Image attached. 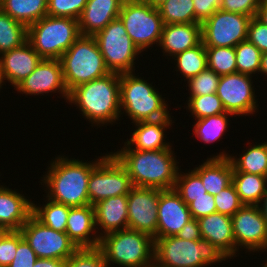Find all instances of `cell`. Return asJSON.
Returning a JSON list of instances; mask_svg holds the SVG:
<instances>
[{
    "label": "cell",
    "mask_w": 267,
    "mask_h": 267,
    "mask_svg": "<svg viewBox=\"0 0 267 267\" xmlns=\"http://www.w3.org/2000/svg\"><path fill=\"white\" fill-rule=\"evenodd\" d=\"M111 153L125 167L134 187L174 189L179 162L172 148L141 151L124 142L121 150Z\"/></svg>",
    "instance_id": "obj_1"
},
{
    "label": "cell",
    "mask_w": 267,
    "mask_h": 267,
    "mask_svg": "<svg viewBox=\"0 0 267 267\" xmlns=\"http://www.w3.org/2000/svg\"><path fill=\"white\" fill-rule=\"evenodd\" d=\"M106 155L96 158L93 162H83L79 159L55 157L49 164L48 171L41 185L46 186L50 200L70 207L89 205L88 181L91 171ZM43 183V184H42Z\"/></svg>",
    "instance_id": "obj_2"
},
{
    "label": "cell",
    "mask_w": 267,
    "mask_h": 267,
    "mask_svg": "<svg viewBox=\"0 0 267 267\" xmlns=\"http://www.w3.org/2000/svg\"><path fill=\"white\" fill-rule=\"evenodd\" d=\"M67 101L76 105L93 126L113 124L121 116L120 74L111 72L73 88Z\"/></svg>",
    "instance_id": "obj_3"
},
{
    "label": "cell",
    "mask_w": 267,
    "mask_h": 267,
    "mask_svg": "<svg viewBox=\"0 0 267 267\" xmlns=\"http://www.w3.org/2000/svg\"><path fill=\"white\" fill-rule=\"evenodd\" d=\"M228 257L208 240H184L177 236L154 240V267H207Z\"/></svg>",
    "instance_id": "obj_4"
},
{
    "label": "cell",
    "mask_w": 267,
    "mask_h": 267,
    "mask_svg": "<svg viewBox=\"0 0 267 267\" xmlns=\"http://www.w3.org/2000/svg\"><path fill=\"white\" fill-rule=\"evenodd\" d=\"M135 75V72L120 74L121 115L125 112L132 123L171 118L160 92L148 80Z\"/></svg>",
    "instance_id": "obj_5"
},
{
    "label": "cell",
    "mask_w": 267,
    "mask_h": 267,
    "mask_svg": "<svg viewBox=\"0 0 267 267\" xmlns=\"http://www.w3.org/2000/svg\"><path fill=\"white\" fill-rule=\"evenodd\" d=\"M98 248L107 267H154V239L146 233L129 228L111 232L100 238Z\"/></svg>",
    "instance_id": "obj_6"
},
{
    "label": "cell",
    "mask_w": 267,
    "mask_h": 267,
    "mask_svg": "<svg viewBox=\"0 0 267 267\" xmlns=\"http://www.w3.org/2000/svg\"><path fill=\"white\" fill-rule=\"evenodd\" d=\"M59 60L68 92L111 73L94 36L81 35Z\"/></svg>",
    "instance_id": "obj_7"
},
{
    "label": "cell",
    "mask_w": 267,
    "mask_h": 267,
    "mask_svg": "<svg viewBox=\"0 0 267 267\" xmlns=\"http://www.w3.org/2000/svg\"><path fill=\"white\" fill-rule=\"evenodd\" d=\"M80 36L74 18L46 15L27 27V41L42 59L59 60Z\"/></svg>",
    "instance_id": "obj_8"
},
{
    "label": "cell",
    "mask_w": 267,
    "mask_h": 267,
    "mask_svg": "<svg viewBox=\"0 0 267 267\" xmlns=\"http://www.w3.org/2000/svg\"><path fill=\"white\" fill-rule=\"evenodd\" d=\"M119 18L141 52L154 44L159 45L164 23L158 8L144 0H125Z\"/></svg>",
    "instance_id": "obj_9"
},
{
    "label": "cell",
    "mask_w": 267,
    "mask_h": 267,
    "mask_svg": "<svg viewBox=\"0 0 267 267\" xmlns=\"http://www.w3.org/2000/svg\"><path fill=\"white\" fill-rule=\"evenodd\" d=\"M106 67L110 72H135V60L142 52L128 36L120 18L112 20L95 36Z\"/></svg>",
    "instance_id": "obj_10"
},
{
    "label": "cell",
    "mask_w": 267,
    "mask_h": 267,
    "mask_svg": "<svg viewBox=\"0 0 267 267\" xmlns=\"http://www.w3.org/2000/svg\"><path fill=\"white\" fill-rule=\"evenodd\" d=\"M125 167L110 152L91 171L88 181L89 204L120 195H128L133 188Z\"/></svg>",
    "instance_id": "obj_11"
},
{
    "label": "cell",
    "mask_w": 267,
    "mask_h": 267,
    "mask_svg": "<svg viewBox=\"0 0 267 267\" xmlns=\"http://www.w3.org/2000/svg\"><path fill=\"white\" fill-rule=\"evenodd\" d=\"M252 17L217 10L201 23L202 43L205 47H235L247 40Z\"/></svg>",
    "instance_id": "obj_12"
},
{
    "label": "cell",
    "mask_w": 267,
    "mask_h": 267,
    "mask_svg": "<svg viewBox=\"0 0 267 267\" xmlns=\"http://www.w3.org/2000/svg\"><path fill=\"white\" fill-rule=\"evenodd\" d=\"M20 232L38 258L67 260L78 250L66 232L55 231L43 225L33 215L21 227Z\"/></svg>",
    "instance_id": "obj_13"
},
{
    "label": "cell",
    "mask_w": 267,
    "mask_h": 267,
    "mask_svg": "<svg viewBox=\"0 0 267 267\" xmlns=\"http://www.w3.org/2000/svg\"><path fill=\"white\" fill-rule=\"evenodd\" d=\"M252 77L239 72L220 76L216 94L226 112L246 116L258 110Z\"/></svg>",
    "instance_id": "obj_14"
},
{
    "label": "cell",
    "mask_w": 267,
    "mask_h": 267,
    "mask_svg": "<svg viewBox=\"0 0 267 267\" xmlns=\"http://www.w3.org/2000/svg\"><path fill=\"white\" fill-rule=\"evenodd\" d=\"M231 221L235 240V257L242 247L248 252H261V250L267 252V223L258 205H243L231 217Z\"/></svg>",
    "instance_id": "obj_15"
},
{
    "label": "cell",
    "mask_w": 267,
    "mask_h": 267,
    "mask_svg": "<svg viewBox=\"0 0 267 267\" xmlns=\"http://www.w3.org/2000/svg\"><path fill=\"white\" fill-rule=\"evenodd\" d=\"M160 189L133 187L127 195L128 228L150 235L157 233Z\"/></svg>",
    "instance_id": "obj_16"
},
{
    "label": "cell",
    "mask_w": 267,
    "mask_h": 267,
    "mask_svg": "<svg viewBox=\"0 0 267 267\" xmlns=\"http://www.w3.org/2000/svg\"><path fill=\"white\" fill-rule=\"evenodd\" d=\"M14 89L21 94L32 96L58 92L65 100H68L69 97L63 79L61 63L58 59H42L35 70Z\"/></svg>",
    "instance_id": "obj_17"
},
{
    "label": "cell",
    "mask_w": 267,
    "mask_h": 267,
    "mask_svg": "<svg viewBox=\"0 0 267 267\" xmlns=\"http://www.w3.org/2000/svg\"><path fill=\"white\" fill-rule=\"evenodd\" d=\"M156 239L176 236L191 219L188 205L174 190H161L158 203Z\"/></svg>",
    "instance_id": "obj_18"
},
{
    "label": "cell",
    "mask_w": 267,
    "mask_h": 267,
    "mask_svg": "<svg viewBox=\"0 0 267 267\" xmlns=\"http://www.w3.org/2000/svg\"><path fill=\"white\" fill-rule=\"evenodd\" d=\"M41 60L42 58L28 41L17 48L0 54V78L2 83L8 81L15 88L35 70Z\"/></svg>",
    "instance_id": "obj_19"
},
{
    "label": "cell",
    "mask_w": 267,
    "mask_h": 267,
    "mask_svg": "<svg viewBox=\"0 0 267 267\" xmlns=\"http://www.w3.org/2000/svg\"><path fill=\"white\" fill-rule=\"evenodd\" d=\"M99 231L96 230L93 205L70 208L66 234L78 249L97 248L100 243V236L97 234Z\"/></svg>",
    "instance_id": "obj_20"
},
{
    "label": "cell",
    "mask_w": 267,
    "mask_h": 267,
    "mask_svg": "<svg viewBox=\"0 0 267 267\" xmlns=\"http://www.w3.org/2000/svg\"><path fill=\"white\" fill-rule=\"evenodd\" d=\"M125 0H88L78 25L81 35L95 36L112 20L119 17Z\"/></svg>",
    "instance_id": "obj_21"
},
{
    "label": "cell",
    "mask_w": 267,
    "mask_h": 267,
    "mask_svg": "<svg viewBox=\"0 0 267 267\" xmlns=\"http://www.w3.org/2000/svg\"><path fill=\"white\" fill-rule=\"evenodd\" d=\"M202 239L208 240L228 258L235 257V240L231 216L219 212L198 219Z\"/></svg>",
    "instance_id": "obj_22"
},
{
    "label": "cell",
    "mask_w": 267,
    "mask_h": 267,
    "mask_svg": "<svg viewBox=\"0 0 267 267\" xmlns=\"http://www.w3.org/2000/svg\"><path fill=\"white\" fill-rule=\"evenodd\" d=\"M32 202L24 194L0 186V226L6 231H20L32 215Z\"/></svg>",
    "instance_id": "obj_23"
},
{
    "label": "cell",
    "mask_w": 267,
    "mask_h": 267,
    "mask_svg": "<svg viewBox=\"0 0 267 267\" xmlns=\"http://www.w3.org/2000/svg\"><path fill=\"white\" fill-rule=\"evenodd\" d=\"M93 206L96 230L101 228L100 238L105 234L128 228L127 195L106 198Z\"/></svg>",
    "instance_id": "obj_24"
},
{
    "label": "cell",
    "mask_w": 267,
    "mask_h": 267,
    "mask_svg": "<svg viewBox=\"0 0 267 267\" xmlns=\"http://www.w3.org/2000/svg\"><path fill=\"white\" fill-rule=\"evenodd\" d=\"M201 41V23L166 24L158 46L165 56L174 57L197 46Z\"/></svg>",
    "instance_id": "obj_25"
},
{
    "label": "cell",
    "mask_w": 267,
    "mask_h": 267,
    "mask_svg": "<svg viewBox=\"0 0 267 267\" xmlns=\"http://www.w3.org/2000/svg\"><path fill=\"white\" fill-rule=\"evenodd\" d=\"M173 120L162 118L154 121H141L133 123L136 129L131 133V138L125 142L131 149L147 151L172 148L171 143L165 142V130L169 128ZM165 139V140H164Z\"/></svg>",
    "instance_id": "obj_26"
},
{
    "label": "cell",
    "mask_w": 267,
    "mask_h": 267,
    "mask_svg": "<svg viewBox=\"0 0 267 267\" xmlns=\"http://www.w3.org/2000/svg\"><path fill=\"white\" fill-rule=\"evenodd\" d=\"M193 170L200 176L206 192L213 196L232 183L233 166L229 158L210 156Z\"/></svg>",
    "instance_id": "obj_27"
},
{
    "label": "cell",
    "mask_w": 267,
    "mask_h": 267,
    "mask_svg": "<svg viewBox=\"0 0 267 267\" xmlns=\"http://www.w3.org/2000/svg\"><path fill=\"white\" fill-rule=\"evenodd\" d=\"M236 158L235 156L225 153V151L214 155L213 158H229L233 172H245L267 177V140L266 142L256 143L249 146L248 150Z\"/></svg>",
    "instance_id": "obj_28"
},
{
    "label": "cell",
    "mask_w": 267,
    "mask_h": 267,
    "mask_svg": "<svg viewBox=\"0 0 267 267\" xmlns=\"http://www.w3.org/2000/svg\"><path fill=\"white\" fill-rule=\"evenodd\" d=\"M48 0H0V9L26 27L47 15Z\"/></svg>",
    "instance_id": "obj_29"
},
{
    "label": "cell",
    "mask_w": 267,
    "mask_h": 267,
    "mask_svg": "<svg viewBox=\"0 0 267 267\" xmlns=\"http://www.w3.org/2000/svg\"><path fill=\"white\" fill-rule=\"evenodd\" d=\"M232 183L244 205H259L267 188V177L245 172H233Z\"/></svg>",
    "instance_id": "obj_30"
},
{
    "label": "cell",
    "mask_w": 267,
    "mask_h": 267,
    "mask_svg": "<svg viewBox=\"0 0 267 267\" xmlns=\"http://www.w3.org/2000/svg\"><path fill=\"white\" fill-rule=\"evenodd\" d=\"M171 59L176 62L175 69L186 79L184 81H188L208 68L207 53L202 41L197 46L178 53Z\"/></svg>",
    "instance_id": "obj_31"
},
{
    "label": "cell",
    "mask_w": 267,
    "mask_h": 267,
    "mask_svg": "<svg viewBox=\"0 0 267 267\" xmlns=\"http://www.w3.org/2000/svg\"><path fill=\"white\" fill-rule=\"evenodd\" d=\"M46 204L38 205L32 202V215L43 225L55 231L66 232L70 206L54 202L47 198ZM41 206V207H40Z\"/></svg>",
    "instance_id": "obj_32"
},
{
    "label": "cell",
    "mask_w": 267,
    "mask_h": 267,
    "mask_svg": "<svg viewBox=\"0 0 267 267\" xmlns=\"http://www.w3.org/2000/svg\"><path fill=\"white\" fill-rule=\"evenodd\" d=\"M27 41V27L0 9V54Z\"/></svg>",
    "instance_id": "obj_33"
},
{
    "label": "cell",
    "mask_w": 267,
    "mask_h": 267,
    "mask_svg": "<svg viewBox=\"0 0 267 267\" xmlns=\"http://www.w3.org/2000/svg\"><path fill=\"white\" fill-rule=\"evenodd\" d=\"M228 116H235L231 113L224 112L215 116H208L201 119H196L193 126V133L202 142L213 143L219 140L224 132L228 129Z\"/></svg>",
    "instance_id": "obj_34"
},
{
    "label": "cell",
    "mask_w": 267,
    "mask_h": 267,
    "mask_svg": "<svg viewBox=\"0 0 267 267\" xmlns=\"http://www.w3.org/2000/svg\"><path fill=\"white\" fill-rule=\"evenodd\" d=\"M158 10L164 25L194 23L193 0H168Z\"/></svg>",
    "instance_id": "obj_35"
},
{
    "label": "cell",
    "mask_w": 267,
    "mask_h": 267,
    "mask_svg": "<svg viewBox=\"0 0 267 267\" xmlns=\"http://www.w3.org/2000/svg\"><path fill=\"white\" fill-rule=\"evenodd\" d=\"M208 69L217 75H228L237 72L234 47H205Z\"/></svg>",
    "instance_id": "obj_36"
},
{
    "label": "cell",
    "mask_w": 267,
    "mask_h": 267,
    "mask_svg": "<svg viewBox=\"0 0 267 267\" xmlns=\"http://www.w3.org/2000/svg\"><path fill=\"white\" fill-rule=\"evenodd\" d=\"M237 72L247 75L258 73L261 68V51L248 40L235 47Z\"/></svg>",
    "instance_id": "obj_37"
},
{
    "label": "cell",
    "mask_w": 267,
    "mask_h": 267,
    "mask_svg": "<svg viewBox=\"0 0 267 267\" xmlns=\"http://www.w3.org/2000/svg\"><path fill=\"white\" fill-rule=\"evenodd\" d=\"M180 170L177 175L174 190L181 196L183 202L189 205L192 202V198L206 196L207 192L200 176L192 169H189L190 172L188 171V173Z\"/></svg>",
    "instance_id": "obj_38"
},
{
    "label": "cell",
    "mask_w": 267,
    "mask_h": 267,
    "mask_svg": "<svg viewBox=\"0 0 267 267\" xmlns=\"http://www.w3.org/2000/svg\"><path fill=\"white\" fill-rule=\"evenodd\" d=\"M187 98L188 101L186 108L195 119L215 116L226 112L221 99L216 93Z\"/></svg>",
    "instance_id": "obj_39"
},
{
    "label": "cell",
    "mask_w": 267,
    "mask_h": 267,
    "mask_svg": "<svg viewBox=\"0 0 267 267\" xmlns=\"http://www.w3.org/2000/svg\"><path fill=\"white\" fill-rule=\"evenodd\" d=\"M219 79L220 75H217L213 70L205 69L187 81L188 91L190 90L189 97L216 93Z\"/></svg>",
    "instance_id": "obj_40"
},
{
    "label": "cell",
    "mask_w": 267,
    "mask_h": 267,
    "mask_svg": "<svg viewBox=\"0 0 267 267\" xmlns=\"http://www.w3.org/2000/svg\"><path fill=\"white\" fill-rule=\"evenodd\" d=\"M65 267H107L102 251L97 248H80L66 260Z\"/></svg>",
    "instance_id": "obj_41"
},
{
    "label": "cell",
    "mask_w": 267,
    "mask_h": 267,
    "mask_svg": "<svg viewBox=\"0 0 267 267\" xmlns=\"http://www.w3.org/2000/svg\"><path fill=\"white\" fill-rule=\"evenodd\" d=\"M88 0H48L47 15L77 19Z\"/></svg>",
    "instance_id": "obj_42"
},
{
    "label": "cell",
    "mask_w": 267,
    "mask_h": 267,
    "mask_svg": "<svg viewBox=\"0 0 267 267\" xmlns=\"http://www.w3.org/2000/svg\"><path fill=\"white\" fill-rule=\"evenodd\" d=\"M214 200L216 204V212L231 217L244 205L240 201L233 183L223 189L219 194L214 195Z\"/></svg>",
    "instance_id": "obj_43"
},
{
    "label": "cell",
    "mask_w": 267,
    "mask_h": 267,
    "mask_svg": "<svg viewBox=\"0 0 267 267\" xmlns=\"http://www.w3.org/2000/svg\"><path fill=\"white\" fill-rule=\"evenodd\" d=\"M19 231H6L0 238V267H7L16 255Z\"/></svg>",
    "instance_id": "obj_44"
},
{
    "label": "cell",
    "mask_w": 267,
    "mask_h": 267,
    "mask_svg": "<svg viewBox=\"0 0 267 267\" xmlns=\"http://www.w3.org/2000/svg\"><path fill=\"white\" fill-rule=\"evenodd\" d=\"M261 0H221L220 10L256 17Z\"/></svg>",
    "instance_id": "obj_45"
},
{
    "label": "cell",
    "mask_w": 267,
    "mask_h": 267,
    "mask_svg": "<svg viewBox=\"0 0 267 267\" xmlns=\"http://www.w3.org/2000/svg\"><path fill=\"white\" fill-rule=\"evenodd\" d=\"M37 259V255L19 231V244L16 249V255L7 267H33Z\"/></svg>",
    "instance_id": "obj_46"
},
{
    "label": "cell",
    "mask_w": 267,
    "mask_h": 267,
    "mask_svg": "<svg viewBox=\"0 0 267 267\" xmlns=\"http://www.w3.org/2000/svg\"><path fill=\"white\" fill-rule=\"evenodd\" d=\"M247 40L254 44L261 53L267 52V25L252 17L248 25Z\"/></svg>",
    "instance_id": "obj_47"
},
{
    "label": "cell",
    "mask_w": 267,
    "mask_h": 267,
    "mask_svg": "<svg viewBox=\"0 0 267 267\" xmlns=\"http://www.w3.org/2000/svg\"><path fill=\"white\" fill-rule=\"evenodd\" d=\"M191 217L199 219L216 212V204L214 196L207 193L206 196L192 198V202L188 205Z\"/></svg>",
    "instance_id": "obj_48"
},
{
    "label": "cell",
    "mask_w": 267,
    "mask_h": 267,
    "mask_svg": "<svg viewBox=\"0 0 267 267\" xmlns=\"http://www.w3.org/2000/svg\"><path fill=\"white\" fill-rule=\"evenodd\" d=\"M194 23H202L220 9L221 0H193Z\"/></svg>",
    "instance_id": "obj_49"
},
{
    "label": "cell",
    "mask_w": 267,
    "mask_h": 267,
    "mask_svg": "<svg viewBox=\"0 0 267 267\" xmlns=\"http://www.w3.org/2000/svg\"><path fill=\"white\" fill-rule=\"evenodd\" d=\"M177 237L184 240H196L199 241L202 239L200 227L198 220L192 218L187 224H185L182 230L176 235Z\"/></svg>",
    "instance_id": "obj_50"
},
{
    "label": "cell",
    "mask_w": 267,
    "mask_h": 267,
    "mask_svg": "<svg viewBox=\"0 0 267 267\" xmlns=\"http://www.w3.org/2000/svg\"><path fill=\"white\" fill-rule=\"evenodd\" d=\"M66 260L38 258L33 267H65Z\"/></svg>",
    "instance_id": "obj_51"
},
{
    "label": "cell",
    "mask_w": 267,
    "mask_h": 267,
    "mask_svg": "<svg viewBox=\"0 0 267 267\" xmlns=\"http://www.w3.org/2000/svg\"><path fill=\"white\" fill-rule=\"evenodd\" d=\"M256 18L265 25H267V0H261V4L258 8Z\"/></svg>",
    "instance_id": "obj_52"
},
{
    "label": "cell",
    "mask_w": 267,
    "mask_h": 267,
    "mask_svg": "<svg viewBox=\"0 0 267 267\" xmlns=\"http://www.w3.org/2000/svg\"><path fill=\"white\" fill-rule=\"evenodd\" d=\"M262 202L263 204H261ZM261 203L258 206L260 208V211L262 213L264 220L267 223V188H266L264 195L262 196Z\"/></svg>",
    "instance_id": "obj_53"
},
{
    "label": "cell",
    "mask_w": 267,
    "mask_h": 267,
    "mask_svg": "<svg viewBox=\"0 0 267 267\" xmlns=\"http://www.w3.org/2000/svg\"><path fill=\"white\" fill-rule=\"evenodd\" d=\"M265 77L267 75V52L261 54V68L259 71Z\"/></svg>",
    "instance_id": "obj_54"
},
{
    "label": "cell",
    "mask_w": 267,
    "mask_h": 267,
    "mask_svg": "<svg viewBox=\"0 0 267 267\" xmlns=\"http://www.w3.org/2000/svg\"><path fill=\"white\" fill-rule=\"evenodd\" d=\"M150 5H152L154 8H158L160 5H162L164 2L168 0H144Z\"/></svg>",
    "instance_id": "obj_55"
},
{
    "label": "cell",
    "mask_w": 267,
    "mask_h": 267,
    "mask_svg": "<svg viewBox=\"0 0 267 267\" xmlns=\"http://www.w3.org/2000/svg\"><path fill=\"white\" fill-rule=\"evenodd\" d=\"M6 230L0 226V238L5 234Z\"/></svg>",
    "instance_id": "obj_56"
},
{
    "label": "cell",
    "mask_w": 267,
    "mask_h": 267,
    "mask_svg": "<svg viewBox=\"0 0 267 267\" xmlns=\"http://www.w3.org/2000/svg\"><path fill=\"white\" fill-rule=\"evenodd\" d=\"M2 85H4V84H2V81H1V78H0V89L2 88Z\"/></svg>",
    "instance_id": "obj_57"
},
{
    "label": "cell",
    "mask_w": 267,
    "mask_h": 267,
    "mask_svg": "<svg viewBox=\"0 0 267 267\" xmlns=\"http://www.w3.org/2000/svg\"><path fill=\"white\" fill-rule=\"evenodd\" d=\"M262 267H267V261L265 262L264 266H262Z\"/></svg>",
    "instance_id": "obj_58"
}]
</instances>
